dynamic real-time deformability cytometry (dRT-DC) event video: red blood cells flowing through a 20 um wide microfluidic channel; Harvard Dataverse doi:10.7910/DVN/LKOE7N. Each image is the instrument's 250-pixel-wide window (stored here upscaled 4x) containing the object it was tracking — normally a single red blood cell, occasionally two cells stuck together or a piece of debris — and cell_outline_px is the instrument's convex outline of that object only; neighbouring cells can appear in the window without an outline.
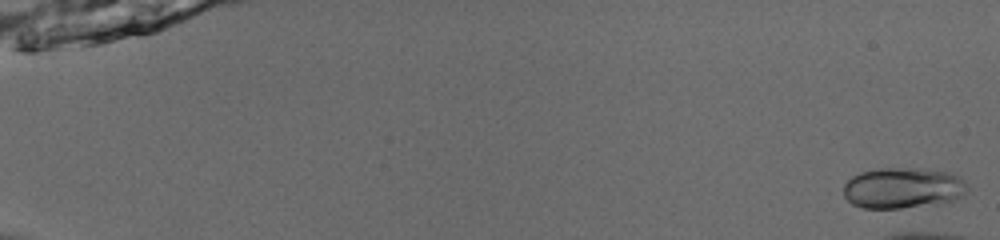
{"species": "common noctule bat (a hibernating species)", "species_latin": "Nyctalus noctula", "temperature_condition": "room temperature", "stored_images_in_passage": 7, "camera_frame_rate_fps": 3000, "um_per_image_px": 0.085, "animal": {"sex": "male", "body_mass_g": 13.0, "forearm_length_mm": 53.1}, "frame": {"image": 1, "passage_image": 1, "time_ms": 0.0, "image_size_px": [1000, 240], "cell_outline_px": [[968, 188], [960, 196], [952, 200], [936, 204], [900, 208], [860, 208], [852, 204], [844, 196], [844, 184], [852, 176], [860, 172], [880, 168], [916, 168], [944, 172], [956, 176], [964, 180], [968, 184]], "centroid_in_image_um": [76.7, 15.98], "position_along_channel_um": 8.3, "area_um2": 29.3}}